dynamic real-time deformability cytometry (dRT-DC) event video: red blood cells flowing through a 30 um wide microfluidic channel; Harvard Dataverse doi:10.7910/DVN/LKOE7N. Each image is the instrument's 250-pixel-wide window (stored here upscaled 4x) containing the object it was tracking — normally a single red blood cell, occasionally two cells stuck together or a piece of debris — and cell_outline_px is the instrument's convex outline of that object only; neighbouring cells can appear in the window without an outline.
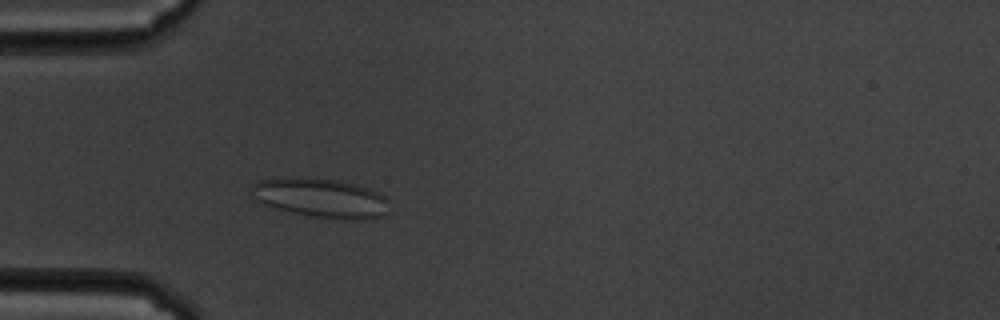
{"species": "common noctule bat (a hibernating species)", "species_latin": "Nyctalus noctula", "temperature_condition": "cold", "stored_images_in_passage": 43, "camera_frame_rate_fps": 3000, "um_per_image_px": 0.085, "animal": {"sex": "male", "body_mass_g": 19.5, "forearm_length_mm": 54.6}, "frame": {"image": 1, "passage_image": 1, "time_ms": 0.0, "image_size_px": [1000, 320], "cell_outline_px": [[388, 200], [384, 216], [364, 220], [352, 220], [312, 216], [292, 212], [264, 204], [256, 200], [248, 192], [252, 184], [260, 180], [284, 176], [308, 176], [340, 180], [356, 184], [380, 192]], "centroid_in_image_um": [27.23, 16.79], "position_along_channel_um": 57.8, "area_um2": 32.14}}
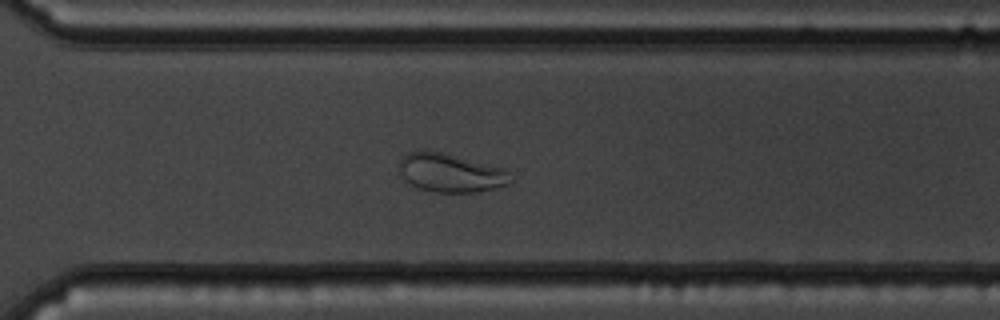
{"frame": {"image": 2, "passage_image": 26, "time_ms": 8.333, "image_size_px": [1000, 320], "cell_outline_px": [[512, 180], [508, 184], [496, 188], [476, 192], [432, 192], [420, 188], [404, 180], [400, 172], [400, 156], [408, 152], [440, 152], [508, 168]], "centroid_in_image_um": [38.35, 14.7], "position_along_channel_um": 332.2, "area_um2": 25.03}}
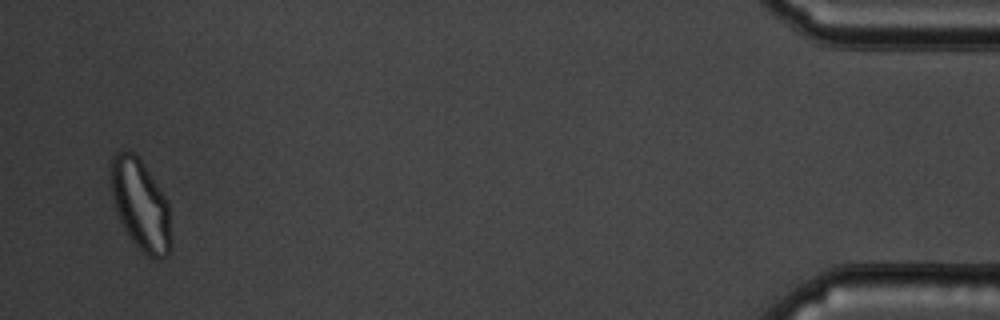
{"frame": {"image": 3, "passage_image": 41, "time_ms": 13.333, "image_size_px": [1000, 320], "cell_outline_px": [[172, 244], [168, 256], [160, 260], [156, 260], [148, 256], [136, 244], [124, 228], [120, 220], [112, 196], [108, 180], [108, 176], [112, 156], [116, 152], [128, 148], [140, 160], [168, 200]], "centroid_in_image_um": [11.94, 17.4], "position_along_channel_um": 423.3, "area_um2": 32.19}, "authors_computed_cell_mechanics": {"area_um2": 25.721, "velocity_mm_per_s": 3.3585, "shape_relaxation_time_tau1_ms": null, "shape_relaxation_time_tau2_ms": 1.1837, "deformation_change_tau1": null, "deformation_change_tau2": 0.0678}}